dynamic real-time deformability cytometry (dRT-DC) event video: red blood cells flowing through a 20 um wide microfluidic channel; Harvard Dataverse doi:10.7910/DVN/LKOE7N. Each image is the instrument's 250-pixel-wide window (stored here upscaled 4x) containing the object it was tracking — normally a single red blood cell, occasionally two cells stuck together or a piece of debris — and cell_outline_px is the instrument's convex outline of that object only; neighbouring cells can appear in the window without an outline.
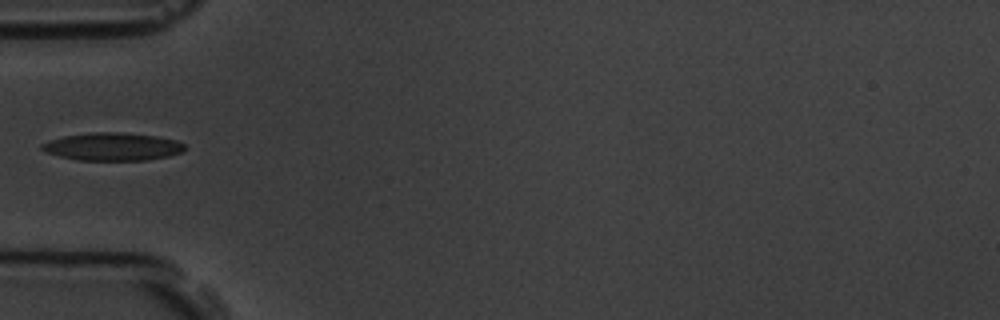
{"species": "common noctule bat (a hibernating species)", "species_latin": "Nyctalus noctula", "temperature_condition": "room temperature", "stored_images_in_passage": 6, "camera_frame_rate_fps": 3000, "um_per_image_px": 0.085, "animal": {"sex": "male", "body_mass_g": 19.5, "forearm_length_mm": 54.6}, "frame": {"image": 1, "passage_image": 6, "time_ms": 5.667, "image_size_px": [1000, 320], "cell_outline_px": [[188, 148], [180, 152], [168, 156], [144, 160], [76, 160], [60, 156], [48, 152], [40, 148], [40, 144], [64, 136], [92, 132], [124, 132], [156, 136], [176, 140], [184, 144]], "centroid_in_image_um": [9.59, 12.46], "position_along_channel_um": 75.4, "area_um2": 23.06}}